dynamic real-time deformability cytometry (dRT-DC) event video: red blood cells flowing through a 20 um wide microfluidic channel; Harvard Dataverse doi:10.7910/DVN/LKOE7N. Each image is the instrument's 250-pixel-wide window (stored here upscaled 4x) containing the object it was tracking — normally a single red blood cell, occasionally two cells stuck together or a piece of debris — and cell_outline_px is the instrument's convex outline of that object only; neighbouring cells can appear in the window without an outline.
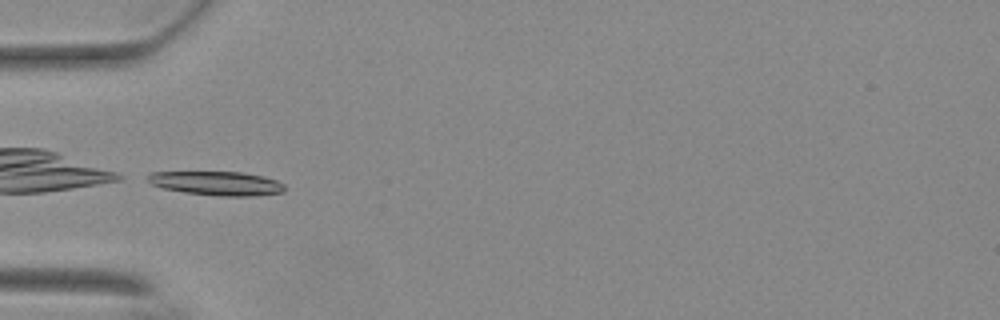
{"species": "Egyptian fruit bat (a non-hibernating species)", "species_latin": "Rousettus aegyptiacus", "temperature_condition": "warm", "stored_images_in_passage": 35, "camera_frame_rate_fps": 3000, "um_per_image_px": 0.085, "animal": {"sex": "female"}, "frame": {"image": 1, "passage_image": 1, "time_ms": 0.0, "image_size_px": [1000, 320], "cell_outline_px": [[284, 192], [252, 196], [220, 196], [184, 192], [164, 188], [152, 184], [148, 180], [148, 176], [152, 172], [240, 172], [264, 176], [276, 180], [284, 184]], "centroid_in_image_um": [18.46, 15.58], "position_along_channel_um": 66.5, "area_um2": 18.96}}
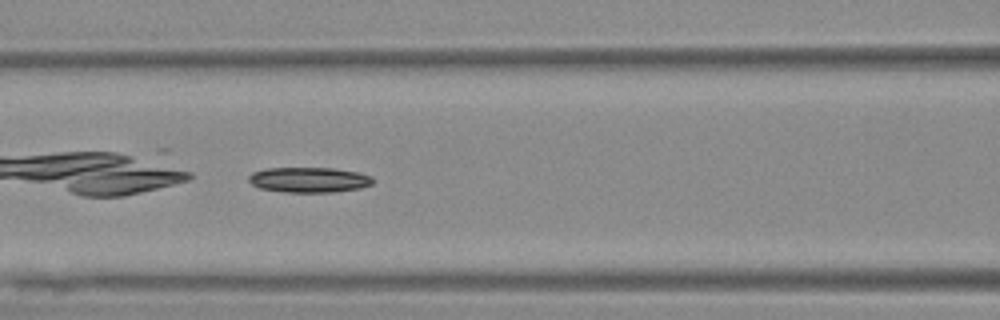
{"frame": {"image": 2, "passage_image": 7, "time_ms": 2.0, "image_size_px": [1000, 320], "cell_outline_px": [[372, 184], [360, 188], [332, 192], [284, 192], [260, 188], [252, 184], [248, 180], [248, 176], [252, 172], [268, 168], [332, 168], [360, 172], [372, 176]], "centroid_in_image_um": [26.26, 15.28], "position_along_channel_um": 140.3, "area_um2": 18.26}}
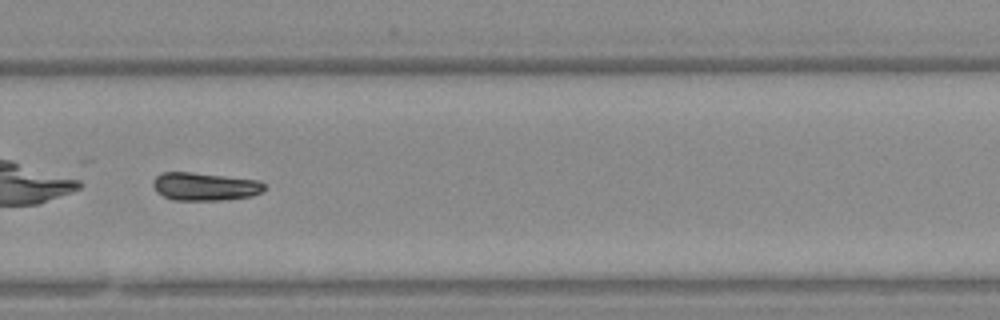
{"frame": {"image": 3, "passage_image": 21, "time_ms": 6.667, "image_size_px": [1000, 320], "cell_outline_px": [[264, 188], [260, 192], [252, 196], [228, 200], [172, 200], [156, 192], [152, 184], [152, 180], [156, 176], [164, 172], [192, 172], [260, 180], [264, 184]], "centroid_in_image_um": [17.39, 15.85], "position_along_channel_um": 312.4, "area_um2": 18.32}, "authors_computed_cell_mechanics": {"area_um2": 18.0914, "velocity_mm_per_s": 3.7066, "shape_relaxation_time_tau1_ms": 3.1658, "shape_relaxation_time_tau2_ms": null, "deformation_change_tau1": 0.1534, "deformation_change_tau2": null}}